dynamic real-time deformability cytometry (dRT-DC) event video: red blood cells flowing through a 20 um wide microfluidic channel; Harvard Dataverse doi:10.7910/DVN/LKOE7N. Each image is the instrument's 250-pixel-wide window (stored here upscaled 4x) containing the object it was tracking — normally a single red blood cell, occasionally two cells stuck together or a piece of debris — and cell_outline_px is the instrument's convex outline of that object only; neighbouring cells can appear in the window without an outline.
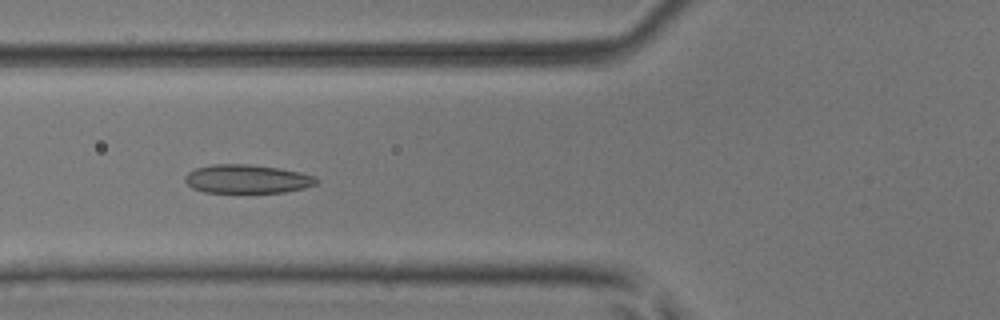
{"species": "common noctule bat (a hibernating species)", "species_latin": "Nyctalus noctula", "temperature_condition": "room temperature", "stored_images_in_passage": 34, "camera_frame_rate_fps": 3000, "um_per_image_px": 0.085, "animal": {"sex": "male", "body_mass_g": 17.9, "forearm_length_mm": 54.2}, "frame": {"image": 1, "passage_image": 3, "time_ms": 0.667, "image_size_px": [1000, 320], "cell_outline_px": [[320, 180], [316, 184], [304, 188], [284, 192], [204, 192], [192, 188], [184, 180], [184, 176], [188, 172], [196, 168], [212, 164], [248, 164], [280, 168], [300, 172], [316, 176]], "centroid_in_image_um": [21.01, 15.2], "position_along_channel_um": 104.8, "area_um2": 22.02}}
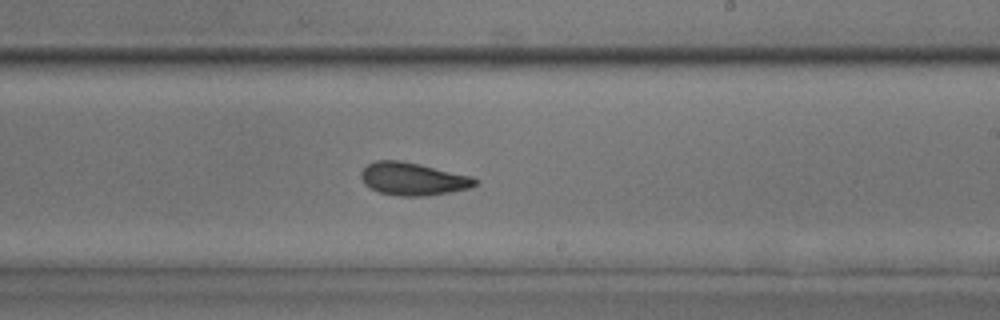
{"frame": {"image": 2, "passage_image": 14, "time_ms": 4.333, "image_size_px": [1000, 320], "cell_outline_px": [[480, 180], [472, 188], [428, 196], [400, 196], [380, 192], [368, 188], [364, 184], [360, 176], [360, 172], [368, 164], [376, 160], [400, 160], [420, 164], [472, 176]], "centroid_in_image_um": [35.11, 15.21], "position_along_channel_um": 253.9, "area_um2": 22.02}}
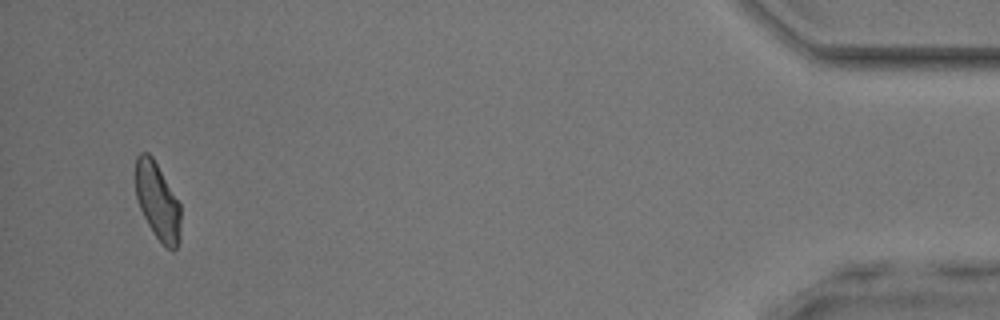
{"frame": {"image": 3, "passage_image": 32, "time_ms": 10.333, "image_size_px": [1000, 320], "cell_outline_px": [[180, 240], [176, 248], [172, 252], [152, 232], [140, 208], [136, 196], [136, 156], [140, 152], [148, 152], [152, 156], [180, 204]], "centroid_in_image_um": [13.39, 17.11], "position_along_channel_um": 421.8, "area_um2": 20.06}}